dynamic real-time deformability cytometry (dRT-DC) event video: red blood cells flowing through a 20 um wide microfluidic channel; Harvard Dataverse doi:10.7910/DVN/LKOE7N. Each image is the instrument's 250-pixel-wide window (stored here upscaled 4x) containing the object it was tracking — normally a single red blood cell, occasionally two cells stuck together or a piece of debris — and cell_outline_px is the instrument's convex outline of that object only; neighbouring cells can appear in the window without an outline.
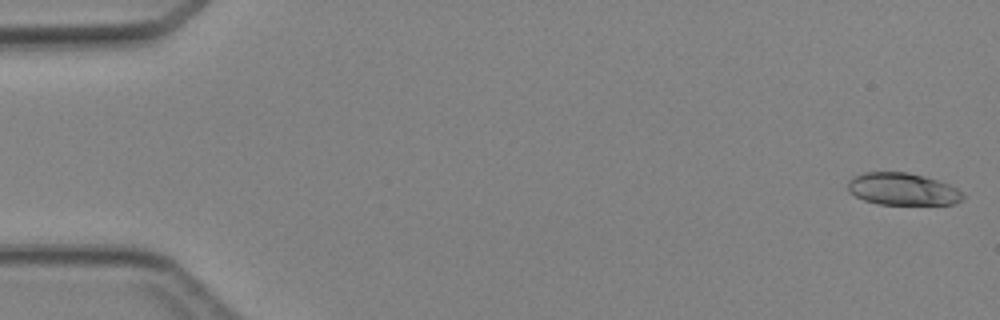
{"species": "Egyptian fruit bat (a non-hibernating species)", "species_latin": "Rousettus aegyptiacus", "temperature_condition": "cold", "stored_images_in_passage": 4, "camera_frame_rate_fps": 3000, "um_per_image_px": 0.085, "animal": {"sex": "female"}, "frame": {"image": 1, "passage_image": 1, "time_ms": 0.0, "image_size_px": [1000, 320], "cell_outline_px": [[964, 200], [956, 204], [880, 204], [864, 200], [848, 192], [848, 180], [852, 176], [864, 172], [908, 172], [924, 176], [948, 184], [964, 192]], "centroid_in_image_um": [76.72, 16.07], "position_along_channel_um": 8.3, "area_um2": 21.73}}
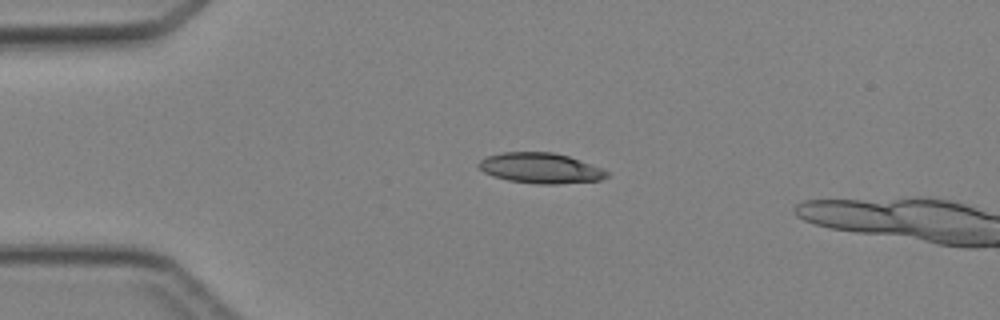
{"frame": {"image": 2, "passage_image": 3, "time_ms": 3.333, "image_size_px": [1000, 320], "cell_outline_px": [[608, 176], [600, 180], [556, 184], [536, 184], [508, 180], [492, 176], [484, 172], [476, 164], [480, 160], [488, 156], [500, 152], [552, 152], [568, 156], [580, 160], [600, 168], [608, 172]], "centroid_in_image_um": [45.9, 14.29], "position_along_channel_um": 39.1, "area_um2": 22.6}}